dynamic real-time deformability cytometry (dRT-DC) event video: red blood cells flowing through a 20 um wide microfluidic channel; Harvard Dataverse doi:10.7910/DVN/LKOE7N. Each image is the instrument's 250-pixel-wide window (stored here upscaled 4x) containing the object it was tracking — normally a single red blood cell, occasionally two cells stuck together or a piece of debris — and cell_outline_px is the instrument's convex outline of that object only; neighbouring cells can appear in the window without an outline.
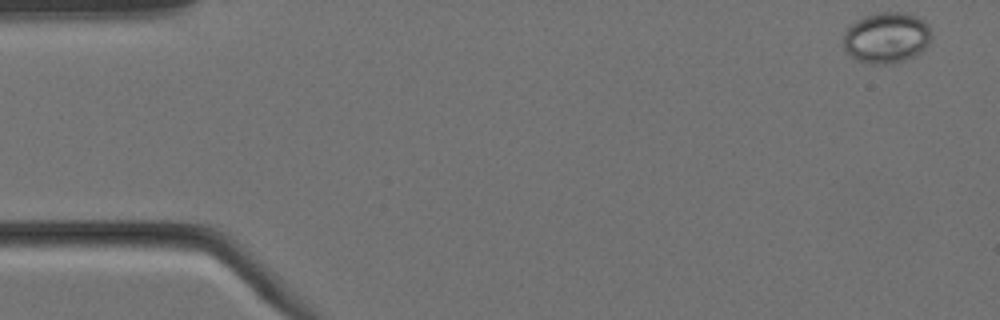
{"species": "Egyptian fruit bat (a non-hibernating species)", "species_latin": "Rousettus aegyptiacus", "temperature_condition": "cold", "stored_images_in_passage": 5, "camera_frame_rate_fps": 3000, "um_per_image_px": 0.085, "animal": {"sex": "female"}, "frame": {"image": 1, "passage_image": 1, "time_ms": 0.0, "image_size_px": [1000, 320], "cell_outline_px": [[932, 36], [928, 44], [916, 56], [904, 60], [884, 64], [872, 64], [856, 60], [844, 48], [844, 32], [856, 20], [864, 16], [876, 12], [908, 12], [924, 20], [928, 24]], "centroid_in_image_um": [75.37, 3.18], "position_along_channel_um": 9.6, "area_um2": 26.24}}